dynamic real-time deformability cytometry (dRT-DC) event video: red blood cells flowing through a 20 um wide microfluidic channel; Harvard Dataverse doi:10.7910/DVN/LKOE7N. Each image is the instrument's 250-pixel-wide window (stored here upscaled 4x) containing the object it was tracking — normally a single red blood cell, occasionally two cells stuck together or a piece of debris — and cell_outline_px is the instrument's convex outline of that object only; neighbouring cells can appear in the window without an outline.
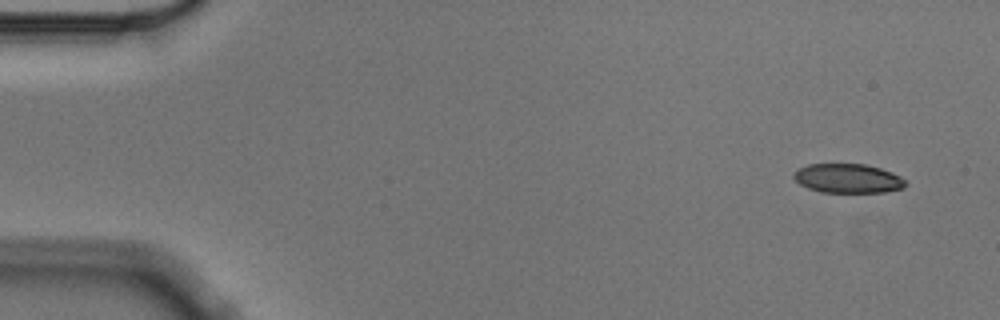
{"species": "Egyptian fruit bat (a non-hibernating species)", "species_latin": "Rousettus aegyptiacus", "temperature_condition": "cold", "stored_images_in_passage": 5, "camera_frame_rate_fps": 3000, "um_per_image_px": 0.085, "animal": {"sex": "male"}, "frame": {"image": 1, "passage_image": 1, "time_ms": 0.0, "image_size_px": [1000, 320], "cell_outline_px": [[908, 184], [904, 188], [884, 192], [820, 192], [808, 188], [800, 184], [792, 176], [800, 168], [808, 164], [864, 164], [880, 168], [892, 172], [900, 176]], "centroid_in_image_um": [72.1, 15.17], "position_along_channel_um": 12.9, "area_um2": 18.96}}